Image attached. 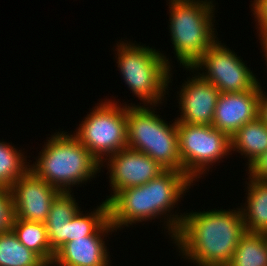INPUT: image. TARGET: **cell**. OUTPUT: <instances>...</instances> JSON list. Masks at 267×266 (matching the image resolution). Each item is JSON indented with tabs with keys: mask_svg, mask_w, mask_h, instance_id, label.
Returning a JSON list of instances; mask_svg holds the SVG:
<instances>
[{
	"mask_svg": "<svg viewBox=\"0 0 267 266\" xmlns=\"http://www.w3.org/2000/svg\"><path fill=\"white\" fill-rule=\"evenodd\" d=\"M193 183L182 171L164 170L144 185L118 191L108 201L109 221L117 232L129 225L164 217V229L172 240L184 216L174 213V208Z\"/></svg>",
	"mask_w": 267,
	"mask_h": 266,
	"instance_id": "6da1fadb",
	"label": "cell"
},
{
	"mask_svg": "<svg viewBox=\"0 0 267 266\" xmlns=\"http://www.w3.org/2000/svg\"><path fill=\"white\" fill-rule=\"evenodd\" d=\"M245 232L240 208L192 210L184 212L172 243L196 266H227Z\"/></svg>",
	"mask_w": 267,
	"mask_h": 266,
	"instance_id": "7a4b0ae2",
	"label": "cell"
},
{
	"mask_svg": "<svg viewBox=\"0 0 267 266\" xmlns=\"http://www.w3.org/2000/svg\"><path fill=\"white\" fill-rule=\"evenodd\" d=\"M53 133L29 169L60 192L85 184L101 172V164L71 133Z\"/></svg>",
	"mask_w": 267,
	"mask_h": 266,
	"instance_id": "3957f363",
	"label": "cell"
},
{
	"mask_svg": "<svg viewBox=\"0 0 267 266\" xmlns=\"http://www.w3.org/2000/svg\"><path fill=\"white\" fill-rule=\"evenodd\" d=\"M124 41L116 43L115 49L117 67L123 81L143 105L159 106L164 103V95L168 94L166 90L172 83L171 60L149 45Z\"/></svg>",
	"mask_w": 267,
	"mask_h": 266,
	"instance_id": "277c9868",
	"label": "cell"
},
{
	"mask_svg": "<svg viewBox=\"0 0 267 266\" xmlns=\"http://www.w3.org/2000/svg\"><path fill=\"white\" fill-rule=\"evenodd\" d=\"M169 33L177 62L192 67L219 39L213 0H168ZM215 32V33H214Z\"/></svg>",
	"mask_w": 267,
	"mask_h": 266,
	"instance_id": "5b68a950",
	"label": "cell"
},
{
	"mask_svg": "<svg viewBox=\"0 0 267 266\" xmlns=\"http://www.w3.org/2000/svg\"><path fill=\"white\" fill-rule=\"evenodd\" d=\"M156 107L127 105V147L147 154L165 170L181 171L177 121L168 125Z\"/></svg>",
	"mask_w": 267,
	"mask_h": 266,
	"instance_id": "8992f818",
	"label": "cell"
},
{
	"mask_svg": "<svg viewBox=\"0 0 267 266\" xmlns=\"http://www.w3.org/2000/svg\"><path fill=\"white\" fill-rule=\"evenodd\" d=\"M93 107L72 133L101 164L127 147V105L104 99ZM105 157V158H104Z\"/></svg>",
	"mask_w": 267,
	"mask_h": 266,
	"instance_id": "52a82bcc",
	"label": "cell"
},
{
	"mask_svg": "<svg viewBox=\"0 0 267 266\" xmlns=\"http://www.w3.org/2000/svg\"><path fill=\"white\" fill-rule=\"evenodd\" d=\"M177 132L181 171L193 182L208 173L210 165L232 155L230 137L212 125L177 122Z\"/></svg>",
	"mask_w": 267,
	"mask_h": 266,
	"instance_id": "ba28073f",
	"label": "cell"
},
{
	"mask_svg": "<svg viewBox=\"0 0 267 266\" xmlns=\"http://www.w3.org/2000/svg\"><path fill=\"white\" fill-rule=\"evenodd\" d=\"M224 44L217 39L192 68L201 70L202 73H198L220 93L253 89L259 83L256 74L247 67L243 58Z\"/></svg>",
	"mask_w": 267,
	"mask_h": 266,
	"instance_id": "9c48e42d",
	"label": "cell"
},
{
	"mask_svg": "<svg viewBox=\"0 0 267 266\" xmlns=\"http://www.w3.org/2000/svg\"><path fill=\"white\" fill-rule=\"evenodd\" d=\"M107 165L112 194L107 196L108 202L118 191L126 188L144 185L156 178L165 169L150 156L129 147L110 155L101 163Z\"/></svg>",
	"mask_w": 267,
	"mask_h": 266,
	"instance_id": "30bf717a",
	"label": "cell"
},
{
	"mask_svg": "<svg viewBox=\"0 0 267 266\" xmlns=\"http://www.w3.org/2000/svg\"><path fill=\"white\" fill-rule=\"evenodd\" d=\"M13 199V219L44 223L58 189L36 176L30 169L10 188Z\"/></svg>",
	"mask_w": 267,
	"mask_h": 266,
	"instance_id": "8fae6325",
	"label": "cell"
},
{
	"mask_svg": "<svg viewBox=\"0 0 267 266\" xmlns=\"http://www.w3.org/2000/svg\"><path fill=\"white\" fill-rule=\"evenodd\" d=\"M185 70L196 74L180 86V93H177L180 117L174 120L191 125H212L220 91L192 67H185Z\"/></svg>",
	"mask_w": 267,
	"mask_h": 266,
	"instance_id": "7c38bea8",
	"label": "cell"
},
{
	"mask_svg": "<svg viewBox=\"0 0 267 266\" xmlns=\"http://www.w3.org/2000/svg\"><path fill=\"white\" fill-rule=\"evenodd\" d=\"M260 83L261 81L251 90L220 93L212 126L231 138L243 125L258 119Z\"/></svg>",
	"mask_w": 267,
	"mask_h": 266,
	"instance_id": "4fadbf2b",
	"label": "cell"
},
{
	"mask_svg": "<svg viewBox=\"0 0 267 266\" xmlns=\"http://www.w3.org/2000/svg\"><path fill=\"white\" fill-rule=\"evenodd\" d=\"M114 231L108 220L94 235L65 243L55 252L50 266H111L104 237Z\"/></svg>",
	"mask_w": 267,
	"mask_h": 266,
	"instance_id": "5bb4252c",
	"label": "cell"
},
{
	"mask_svg": "<svg viewBox=\"0 0 267 266\" xmlns=\"http://www.w3.org/2000/svg\"><path fill=\"white\" fill-rule=\"evenodd\" d=\"M72 192H60L51 203L44 222L51 249L56 252L67 243V230L70 219L81 209Z\"/></svg>",
	"mask_w": 267,
	"mask_h": 266,
	"instance_id": "9a60e30c",
	"label": "cell"
},
{
	"mask_svg": "<svg viewBox=\"0 0 267 266\" xmlns=\"http://www.w3.org/2000/svg\"><path fill=\"white\" fill-rule=\"evenodd\" d=\"M247 198L240 210L246 231L263 233L267 230V181L248 177Z\"/></svg>",
	"mask_w": 267,
	"mask_h": 266,
	"instance_id": "2e32d148",
	"label": "cell"
},
{
	"mask_svg": "<svg viewBox=\"0 0 267 266\" xmlns=\"http://www.w3.org/2000/svg\"><path fill=\"white\" fill-rule=\"evenodd\" d=\"M231 152L234 151L247 158L250 165L267 151V125L260 119L246 123L230 138Z\"/></svg>",
	"mask_w": 267,
	"mask_h": 266,
	"instance_id": "e0dca14e",
	"label": "cell"
},
{
	"mask_svg": "<svg viewBox=\"0 0 267 266\" xmlns=\"http://www.w3.org/2000/svg\"><path fill=\"white\" fill-rule=\"evenodd\" d=\"M11 229L26 248L37 253L49 266L52 264L55 252L49 244L44 223L13 219Z\"/></svg>",
	"mask_w": 267,
	"mask_h": 266,
	"instance_id": "ac0fdd59",
	"label": "cell"
},
{
	"mask_svg": "<svg viewBox=\"0 0 267 266\" xmlns=\"http://www.w3.org/2000/svg\"><path fill=\"white\" fill-rule=\"evenodd\" d=\"M0 266H49L37 253L26 248L12 229L0 232Z\"/></svg>",
	"mask_w": 267,
	"mask_h": 266,
	"instance_id": "d6986e66",
	"label": "cell"
},
{
	"mask_svg": "<svg viewBox=\"0 0 267 266\" xmlns=\"http://www.w3.org/2000/svg\"><path fill=\"white\" fill-rule=\"evenodd\" d=\"M227 266H267V242L264 235L246 231Z\"/></svg>",
	"mask_w": 267,
	"mask_h": 266,
	"instance_id": "ffe728a7",
	"label": "cell"
},
{
	"mask_svg": "<svg viewBox=\"0 0 267 266\" xmlns=\"http://www.w3.org/2000/svg\"><path fill=\"white\" fill-rule=\"evenodd\" d=\"M22 151L12 143L0 141V187L10 189L29 170L30 162H26L27 156Z\"/></svg>",
	"mask_w": 267,
	"mask_h": 266,
	"instance_id": "44dd1931",
	"label": "cell"
},
{
	"mask_svg": "<svg viewBox=\"0 0 267 266\" xmlns=\"http://www.w3.org/2000/svg\"><path fill=\"white\" fill-rule=\"evenodd\" d=\"M108 220V202L106 201L88 213H83L80 209L69 221L67 242L94 235Z\"/></svg>",
	"mask_w": 267,
	"mask_h": 266,
	"instance_id": "7402d4cb",
	"label": "cell"
},
{
	"mask_svg": "<svg viewBox=\"0 0 267 266\" xmlns=\"http://www.w3.org/2000/svg\"><path fill=\"white\" fill-rule=\"evenodd\" d=\"M13 218L11 191L8 188L0 187V232L11 229Z\"/></svg>",
	"mask_w": 267,
	"mask_h": 266,
	"instance_id": "603a6c76",
	"label": "cell"
},
{
	"mask_svg": "<svg viewBox=\"0 0 267 266\" xmlns=\"http://www.w3.org/2000/svg\"><path fill=\"white\" fill-rule=\"evenodd\" d=\"M246 171L248 176L261 181H267V151L254 160Z\"/></svg>",
	"mask_w": 267,
	"mask_h": 266,
	"instance_id": "cb8c5ba5",
	"label": "cell"
},
{
	"mask_svg": "<svg viewBox=\"0 0 267 266\" xmlns=\"http://www.w3.org/2000/svg\"><path fill=\"white\" fill-rule=\"evenodd\" d=\"M251 11L254 15V19L257 25V31L265 24L267 23V0H254L251 1Z\"/></svg>",
	"mask_w": 267,
	"mask_h": 266,
	"instance_id": "d4e9b609",
	"label": "cell"
},
{
	"mask_svg": "<svg viewBox=\"0 0 267 266\" xmlns=\"http://www.w3.org/2000/svg\"><path fill=\"white\" fill-rule=\"evenodd\" d=\"M259 98H260L259 118L267 125V93L263 91L261 84H260Z\"/></svg>",
	"mask_w": 267,
	"mask_h": 266,
	"instance_id": "484cf974",
	"label": "cell"
},
{
	"mask_svg": "<svg viewBox=\"0 0 267 266\" xmlns=\"http://www.w3.org/2000/svg\"><path fill=\"white\" fill-rule=\"evenodd\" d=\"M258 40H260V44L262 46V50L264 51V55H267V23H265L259 30H258Z\"/></svg>",
	"mask_w": 267,
	"mask_h": 266,
	"instance_id": "4316f807",
	"label": "cell"
},
{
	"mask_svg": "<svg viewBox=\"0 0 267 266\" xmlns=\"http://www.w3.org/2000/svg\"><path fill=\"white\" fill-rule=\"evenodd\" d=\"M262 234L264 235V238H265V240L267 242V230H265Z\"/></svg>",
	"mask_w": 267,
	"mask_h": 266,
	"instance_id": "83f0119b",
	"label": "cell"
},
{
	"mask_svg": "<svg viewBox=\"0 0 267 266\" xmlns=\"http://www.w3.org/2000/svg\"><path fill=\"white\" fill-rule=\"evenodd\" d=\"M263 56H265V60H266V66H267V55H263ZM267 68V67H266Z\"/></svg>",
	"mask_w": 267,
	"mask_h": 266,
	"instance_id": "f1b7e54d",
	"label": "cell"
}]
</instances>
